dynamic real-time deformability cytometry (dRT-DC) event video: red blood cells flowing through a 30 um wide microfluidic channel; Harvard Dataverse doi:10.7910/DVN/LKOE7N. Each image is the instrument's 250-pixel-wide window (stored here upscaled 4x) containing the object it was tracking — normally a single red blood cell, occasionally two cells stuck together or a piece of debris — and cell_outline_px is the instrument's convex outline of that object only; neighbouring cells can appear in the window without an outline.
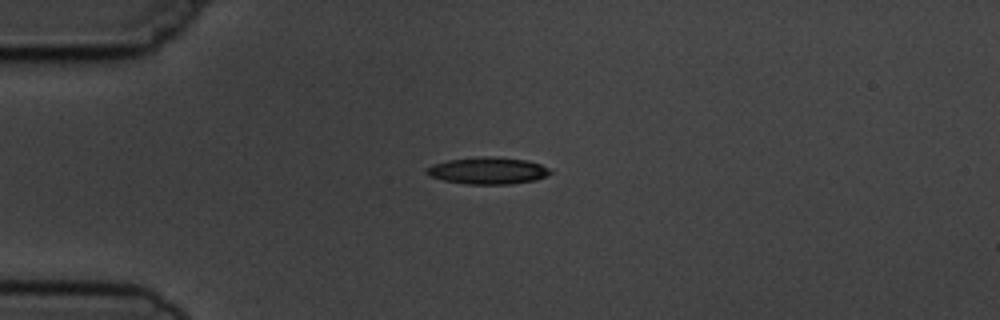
{"species": "common noctule bat (a hibernating species)", "species_latin": "Nyctalus noctula", "temperature_condition": "cold", "stored_images_in_passage": 14, "camera_frame_rate_fps": 3000, "um_per_image_px": 0.085, "animal": {"sex": "male", "body_mass_g": 19.5, "forearm_length_mm": 54.6}, "frame": {"image": 1, "passage_image": 3, "time_ms": 3.333, "image_size_px": [1000, 320], "cell_outline_px": [[552, 172], [548, 176], [536, 180], [512, 184], [464, 184], [444, 180], [428, 176], [424, 172], [424, 168], [432, 164], [448, 160], [476, 156], [496, 156], [528, 160], [540, 164], [548, 168]], "centroid_in_image_um": [41.44, 14.5], "position_along_channel_um": 43.6, "area_um2": 19.83}}
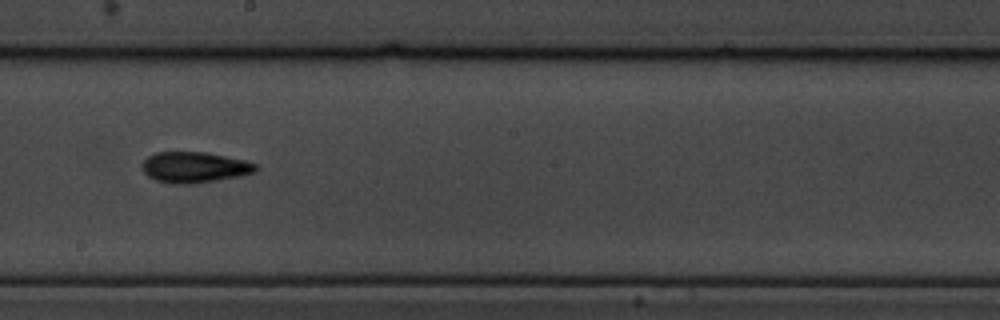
{"frame": {"image": 2, "passage_image": 8, "time_ms": 9.0, "image_size_px": [1000, 320], "cell_outline_px": [[260, 168], [256, 172], [244, 176], [188, 184], [172, 184], [156, 180], [148, 176], [144, 172], [144, 160], [148, 156], [156, 152], [204, 152], [248, 160], [256, 164]], "centroid_in_image_um": [16.61, 14.22], "position_along_channel_um": 231.6, "area_um2": 20.52}}
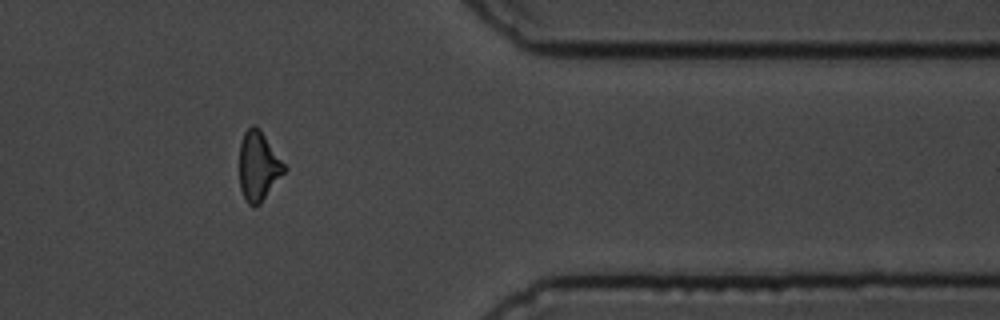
{"frame": {"image": 3, "passage_image": 12, "time_ms": 13.667, "image_size_px": [1000, 320], "cell_outline_px": [[288, 168], [260, 204], [256, 208], [252, 208], [248, 204], [240, 188], [240, 144], [244, 132], [252, 124], [260, 128]], "centroid_in_image_um": [21.98, 14.13], "position_along_channel_um": 389.4, "area_um2": 18.26}, "authors_computed_cell_mechanics": {"area_um2": 18.5827, "velocity_mm_per_s": 3.7449, "shape_relaxation_time_tau1_ms": 6.3756, "shape_relaxation_time_tau2_ms": 2.2659, "deformation_change_tau1": 0.15, "deformation_change_tau2": 0.1035}}